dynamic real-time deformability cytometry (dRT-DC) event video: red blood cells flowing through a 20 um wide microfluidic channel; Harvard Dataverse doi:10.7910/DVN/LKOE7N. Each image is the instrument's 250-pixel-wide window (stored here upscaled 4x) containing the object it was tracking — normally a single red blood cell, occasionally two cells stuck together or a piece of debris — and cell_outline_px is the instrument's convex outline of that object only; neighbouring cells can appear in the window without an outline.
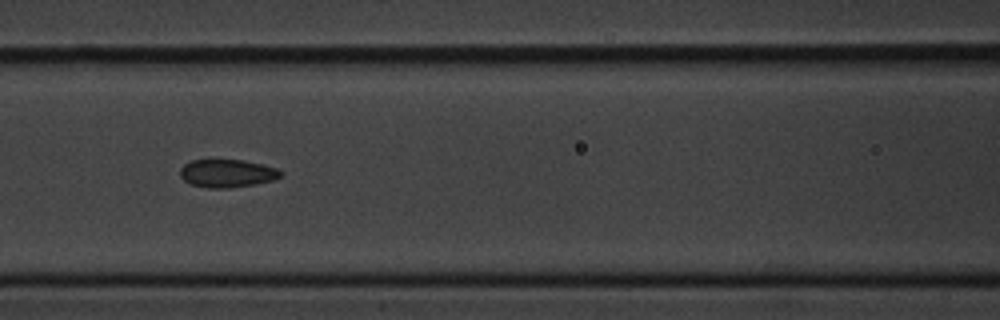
{"species": "common noctule bat (a hibernating species)", "species_latin": "Nyctalus noctula", "temperature_condition": "cold", "stored_images_in_passage": 19, "camera_frame_rate_fps": 3000, "um_per_image_px": 0.085, "animal": {"sex": "male", "body_mass_g": 20.1, "forearm_length_mm": 53.5}, "frame": {"image": 1, "passage_image": 11, "time_ms": 3.333, "image_size_px": [1000, 320], "cell_outline_px": [[284, 172], [280, 176], [272, 180], [256, 184], [228, 188], [208, 188], [192, 184], [184, 180], [180, 176], [180, 168], [184, 164], [192, 160], [208, 156], [244, 160], [276, 168]], "centroid_in_image_um": [19.25, 14.68], "position_along_channel_um": 147.4, "area_um2": 17.05}}
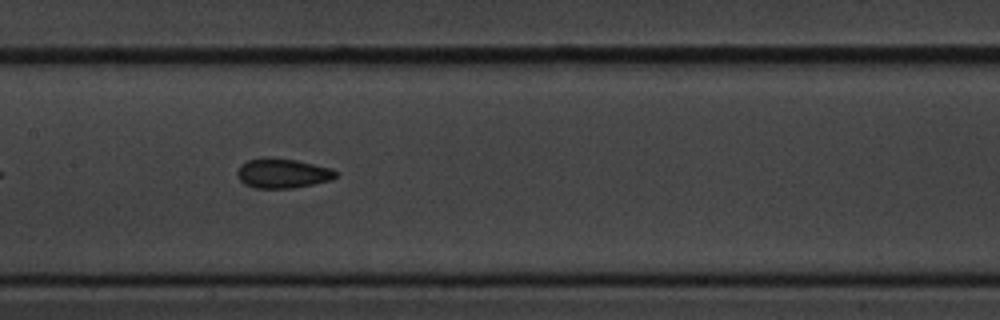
{"frame": {"image": 2, "passage_image": 14, "time_ms": 4.333, "image_size_px": [1000, 320], "cell_outline_px": [[336, 176], [332, 180], [292, 188], [256, 188], [244, 184], [236, 176], [236, 172], [240, 164], [248, 160], [264, 156], [296, 160], [332, 168], [336, 172]], "centroid_in_image_um": [23.97, 14.72], "position_along_channel_um": 183.4, "area_um2": 17.17}}
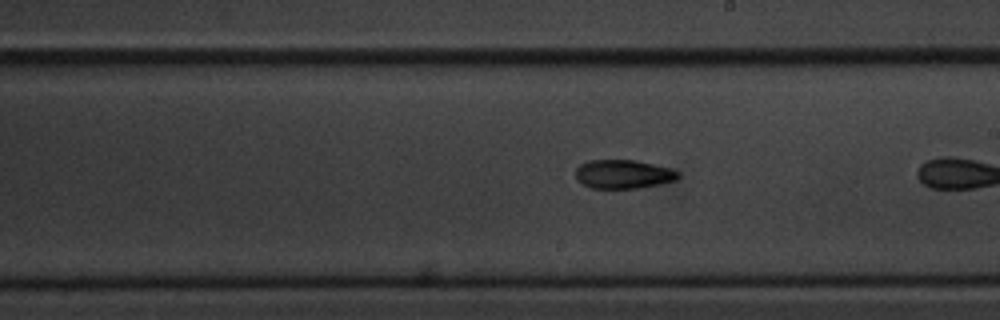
{"frame": {"image": 3, "passage_image": 16, "time_ms": 5.0, "image_size_px": [1000, 320], "cell_outline_px": [[680, 176], [676, 180], [660, 184], [640, 188], [592, 188], [576, 180], [576, 168], [580, 164], [588, 160], [632, 160], [652, 164], [668, 168], [680, 172]], "centroid_in_image_um": [52.97, 14.81], "position_along_channel_um": 236.0, "area_um2": 17.17}}